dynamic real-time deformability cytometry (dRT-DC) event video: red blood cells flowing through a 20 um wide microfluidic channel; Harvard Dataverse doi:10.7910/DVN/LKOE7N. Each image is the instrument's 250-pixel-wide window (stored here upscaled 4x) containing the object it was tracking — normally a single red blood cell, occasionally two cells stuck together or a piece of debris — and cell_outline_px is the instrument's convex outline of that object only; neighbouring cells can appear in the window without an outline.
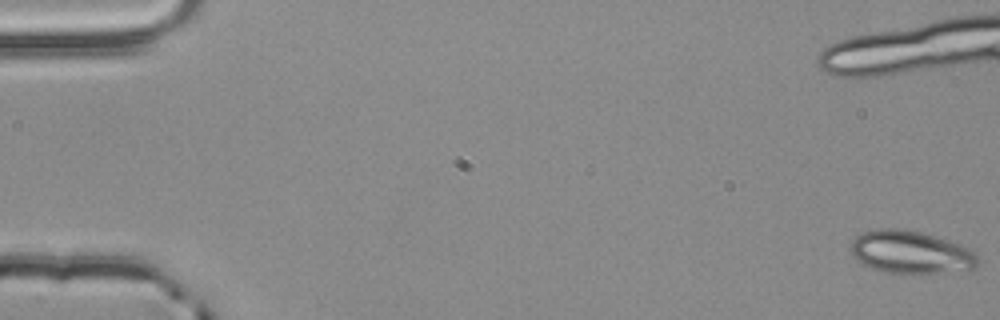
{"species": "common noctule bat (a hibernating species)", "species_latin": "Nyctalus noctula", "temperature_condition": "room temperature", "stored_images_in_passage": 6, "camera_frame_rate_fps": 3000, "um_per_image_px": 0.085, "animal": {"sex": "male", "body_mass_g": 20.4}, "frame": {"image": 1, "passage_image": 1, "time_ms": 0.0, "image_size_px": [1000, 320], "cell_outline_px": [[980, 260], [976, 268], [900, 276], [864, 264], [852, 256], [848, 248], [852, 240], [856, 236], [864, 232], [876, 228], [900, 228], [920, 232], [960, 244], [972, 248], [976, 252]], "centroid_in_image_um": [77.41, 21.44], "position_along_channel_um": 7.6, "area_um2": 32.14}}